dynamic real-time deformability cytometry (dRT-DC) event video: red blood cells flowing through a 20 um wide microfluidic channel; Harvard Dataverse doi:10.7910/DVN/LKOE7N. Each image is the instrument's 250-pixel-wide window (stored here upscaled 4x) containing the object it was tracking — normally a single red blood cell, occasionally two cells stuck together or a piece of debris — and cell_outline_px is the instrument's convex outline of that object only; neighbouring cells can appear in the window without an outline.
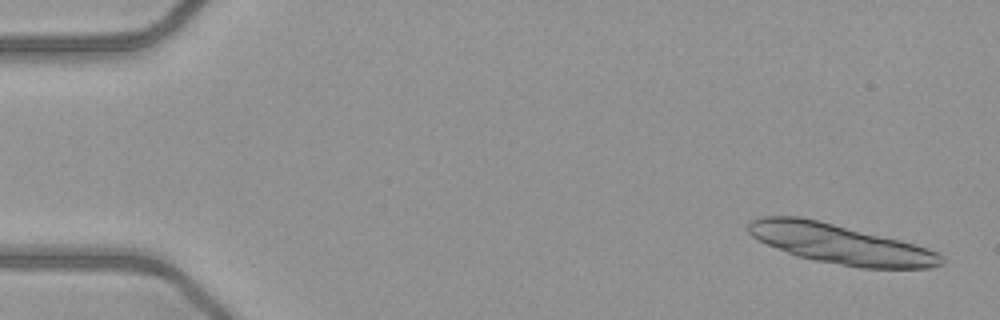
{"species": "common noctule bat (a hibernating species)", "species_latin": "Nyctalus noctula", "temperature_condition": "warm", "stored_images_in_passage": 15, "camera_frame_rate_fps": 3000, "um_per_image_px": 0.085, "animal": {"sex": "female", "body_mass_g": 21.9}, "frame": {"image": 1, "passage_image": 2, "time_ms": 0.333, "image_size_px": [1000, 320], "cell_outline_px": [[944, 264], [928, 268], [860, 268], [816, 260], [796, 256], [768, 244], [752, 236], [748, 232], [748, 224], [752, 220], [760, 216], [800, 216], [820, 220], [900, 240], [936, 252], [944, 256]], "centroid_in_image_um": [71.41, 20.73], "position_along_channel_um": 13.6, "area_um2": 44.16}}